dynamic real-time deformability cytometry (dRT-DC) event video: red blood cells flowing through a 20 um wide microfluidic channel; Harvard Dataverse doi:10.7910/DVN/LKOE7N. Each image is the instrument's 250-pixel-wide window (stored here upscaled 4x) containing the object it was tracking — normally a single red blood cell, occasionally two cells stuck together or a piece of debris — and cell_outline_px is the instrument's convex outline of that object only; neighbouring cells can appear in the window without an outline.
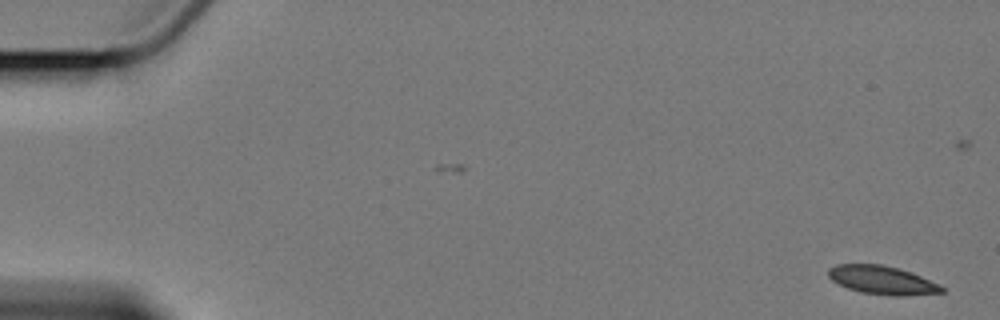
{"species": "Egyptian fruit bat (a non-hibernating species)", "species_latin": "Rousettus aegyptiacus", "temperature_condition": "cold", "stored_images_in_passage": 6, "camera_frame_rate_fps": 3000, "um_per_image_px": 0.085, "animal": {"sex": "female"}, "frame": {"image": 1, "passage_image": 1, "time_ms": 0.0, "image_size_px": [1000, 320], "cell_outline_px": [[944, 292], [900, 296], [896, 296], [860, 292], [848, 288], [832, 280], [828, 276], [828, 268], [836, 264], [880, 264], [896, 268], [920, 276], [940, 284], [944, 288]], "centroid_in_image_um": [74.96, 23.81], "position_along_channel_um": 10.0, "area_um2": 18.55}}
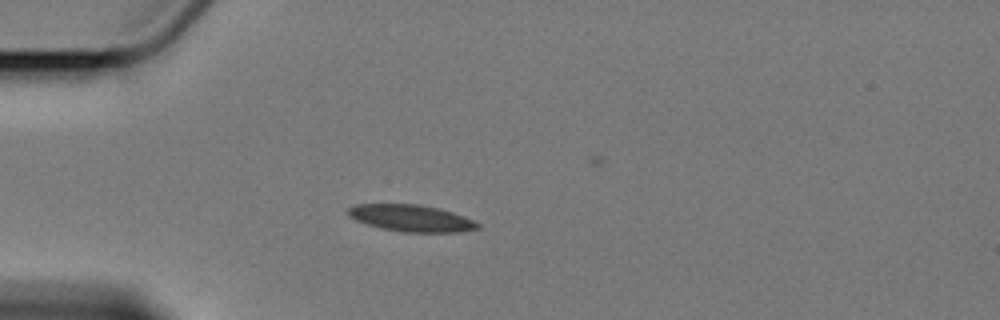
{"frame": {"image": 2, "passage_image": 5, "time_ms": 5.0, "image_size_px": [1000, 320], "cell_outline_px": [[480, 228], [460, 232], [404, 232], [380, 228], [356, 220], [348, 216], [348, 208], [352, 204], [420, 204], [452, 212], [464, 216], [480, 224]], "centroid_in_image_um": [34.94, 18.54], "position_along_channel_um": 50.1, "area_um2": 20.17}}